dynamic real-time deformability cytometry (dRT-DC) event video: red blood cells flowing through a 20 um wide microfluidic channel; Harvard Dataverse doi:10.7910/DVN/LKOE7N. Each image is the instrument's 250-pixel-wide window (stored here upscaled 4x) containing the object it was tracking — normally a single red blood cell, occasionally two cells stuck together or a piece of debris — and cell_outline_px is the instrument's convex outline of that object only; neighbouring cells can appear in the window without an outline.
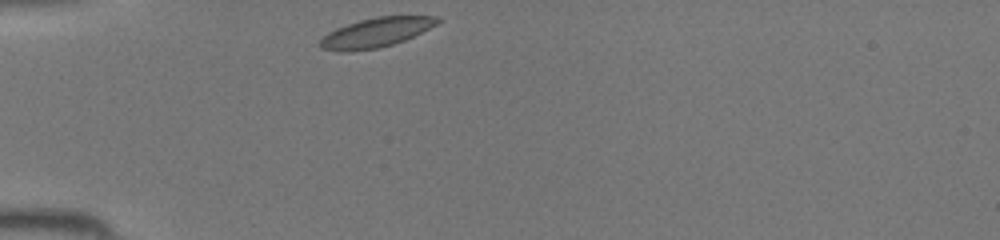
{"species": "common noctule bat (a hibernating species)", "species_latin": "Nyctalus noctula", "temperature_condition": "room temperature", "stored_images_in_passage": 27, "camera_frame_rate_fps": 3000, "um_per_image_px": 0.085, "animal": {"sex": "female", "body_mass_g": 19.5, "forearm_length_mm": 54.1}, "frame": {"image": 1, "passage_image": 1, "time_ms": 0.0, "image_size_px": [1000, 240], "cell_outline_px": [[440, 20], [436, 24], [404, 40], [392, 44], [376, 48], [348, 52], [340, 52], [320, 48], [316, 44], [328, 32], [336, 28], [360, 20], [376, 16], [440, 16]], "centroid_in_image_um": [31.89, 2.77], "position_along_channel_um": 53.1, "area_um2": 20.0}}
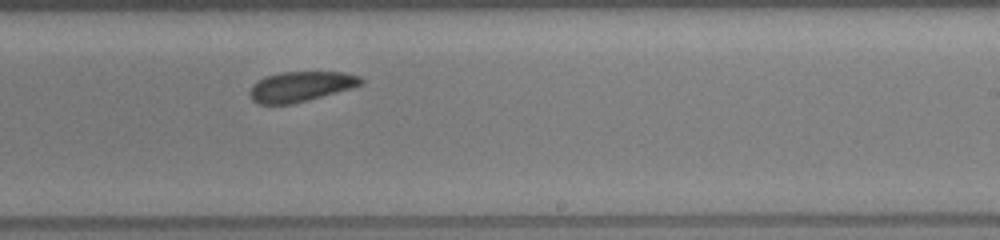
{"frame": {"image": 2, "passage_image": 16, "time_ms": 5.0, "image_size_px": [1000, 240], "cell_outline_px": [[364, 80], [360, 84], [352, 88], [308, 100], [292, 104], [256, 104], [248, 96], [248, 92], [252, 84], [264, 76], [284, 72], [344, 72], [360, 76]], "centroid_in_image_um": [25.51, 7.36], "position_along_channel_um": 263.5, "area_um2": 19.65}}
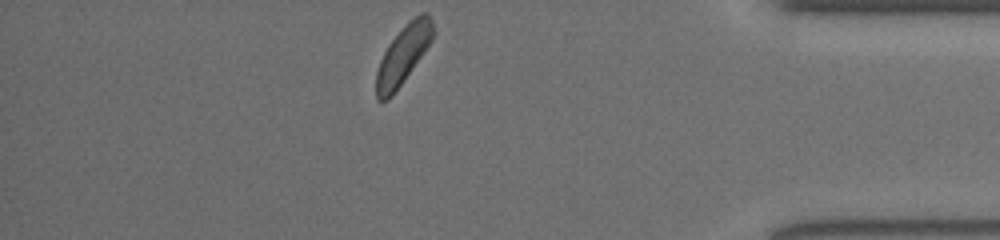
{"frame": {"image": 3, "passage_image": 27, "time_ms": 8.667, "image_size_px": [1000, 240], "cell_outline_px": [[436, 32], [432, 40], [392, 96], [388, 100], [376, 100], [376, 72], [380, 60], [388, 44], [408, 20], [420, 12], [428, 12], [432, 20]], "centroid_in_image_um": [34.28, 4.6], "position_along_channel_um": 400.9, "area_um2": 19.36}}